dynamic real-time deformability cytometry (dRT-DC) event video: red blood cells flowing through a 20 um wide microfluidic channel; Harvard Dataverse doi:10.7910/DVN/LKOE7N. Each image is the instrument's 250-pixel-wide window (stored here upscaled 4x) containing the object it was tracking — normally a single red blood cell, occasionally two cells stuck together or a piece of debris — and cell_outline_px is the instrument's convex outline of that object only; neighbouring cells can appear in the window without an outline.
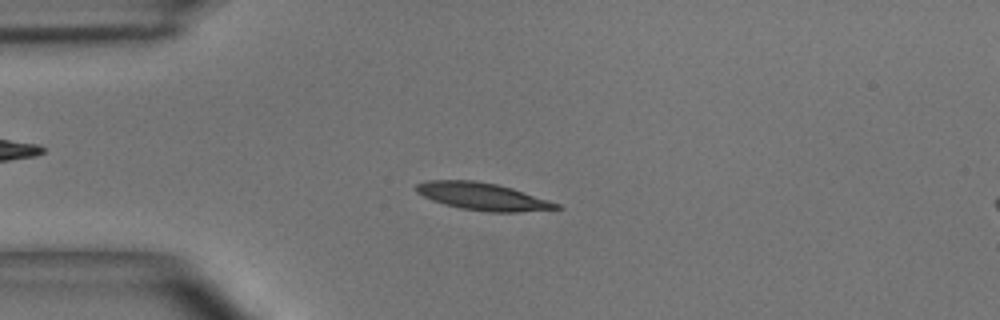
{"species": "common noctule bat (a hibernating species)", "species_latin": "Nyctalus noctula", "temperature_condition": "room temperature", "stored_images_in_passage": 48, "camera_frame_rate_fps": 3000, "um_per_image_px": 0.085, "animal": {"sex": "male", "body_mass_g": 15.6}, "frame": {"image": 1, "passage_image": 11, "time_ms": 3.333, "image_size_px": [1000, 320], "cell_outline_px": [[564, 208], [516, 212], [484, 212], [460, 208], [444, 204], [432, 200], [416, 192], [416, 184], [428, 180], [476, 180], [496, 184], [512, 188], [560, 204]], "centroid_in_image_um": [41.02, 16.7], "position_along_channel_um": 44.0, "area_um2": 22.31}}
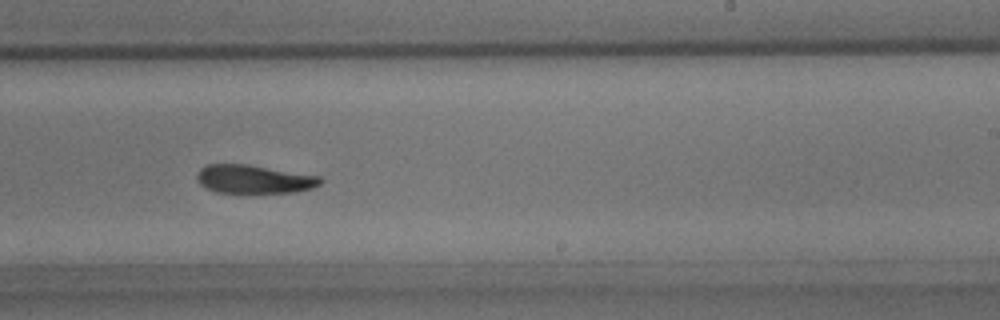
{"frame": {"image": 2, "passage_image": 29, "time_ms": 9.333, "image_size_px": [1000, 320], "cell_outline_px": [[324, 180], [320, 184], [312, 188], [292, 192], [252, 196], [216, 192], [200, 184], [196, 180], [196, 172], [200, 168], [208, 164], [248, 164], [320, 176]], "centroid_in_image_um": [21.57, 15.27], "position_along_channel_um": 267.4, "area_um2": 21.5}}
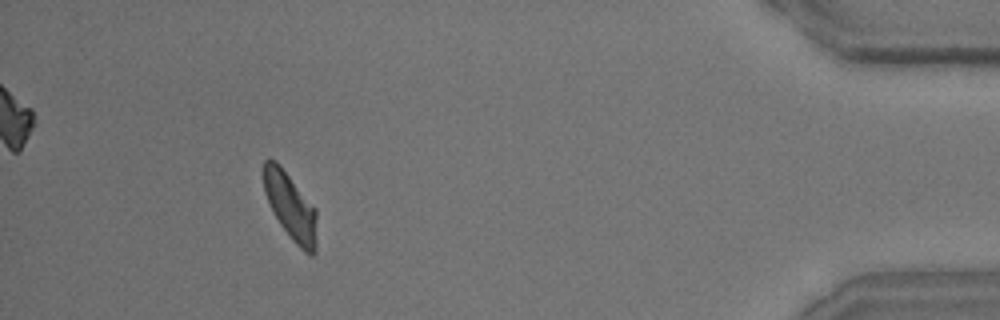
{"frame": {"image": 3, "passage_image": 44, "time_ms": 14.333, "image_size_px": [1000, 320], "cell_outline_px": [[316, 252], [312, 256], [304, 252], [292, 240], [280, 224], [264, 192], [264, 160], [276, 160], [316, 208]], "centroid_in_image_um": [24.72, 17.58], "position_along_channel_um": 410.5, "area_um2": 20.46}, "authors_computed_cell_mechanics": {"area_um2": 21.4727, "velocity_mm_per_s": 4.0352, "shape_relaxation_time_tau1_ms": 5.0281, "shape_relaxation_time_tau2_ms": 2.7142, "deformation_change_tau1": 0.1405, "deformation_change_tau2": 0.0832}}